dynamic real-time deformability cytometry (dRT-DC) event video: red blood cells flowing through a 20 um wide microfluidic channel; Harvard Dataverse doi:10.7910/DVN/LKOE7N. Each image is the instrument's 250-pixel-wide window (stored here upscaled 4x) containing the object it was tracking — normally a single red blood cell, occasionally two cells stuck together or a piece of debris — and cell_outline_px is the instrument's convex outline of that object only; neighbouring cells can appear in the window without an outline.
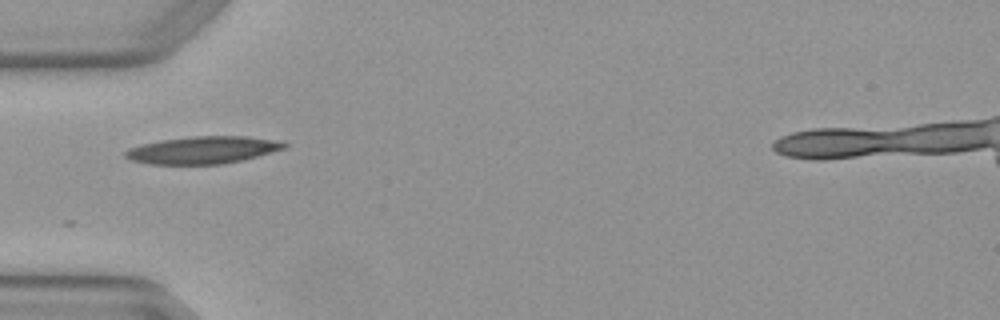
{"species": "Egyptian fruit bat (a non-hibernating species)", "species_latin": "Rousettus aegyptiacus", "temperature_condition": "warm", "stored_images_in_passage": 2, "camera_frame_rate_fps": 3000, "um_per_image_px": 0.085, "animal": {"sex": "female"}, "frame": {"image": 1, "passage_image": 1, "time_ms": 0.0, "image_size_px": [1000, 320], "cell_outline_px": [[288, 144], [284, 148], [244, 160], [224, 164], [152, 164], [132, 160], [124, 156], [124, 152], [128, 148], [140, 144], [160, 140], [192, 136], [248, 136], [284, 140]], "centroid_in_image_um": [17.28, 12.74], "position_along_channel_um": 67.7, "area_um2": 25.55}}